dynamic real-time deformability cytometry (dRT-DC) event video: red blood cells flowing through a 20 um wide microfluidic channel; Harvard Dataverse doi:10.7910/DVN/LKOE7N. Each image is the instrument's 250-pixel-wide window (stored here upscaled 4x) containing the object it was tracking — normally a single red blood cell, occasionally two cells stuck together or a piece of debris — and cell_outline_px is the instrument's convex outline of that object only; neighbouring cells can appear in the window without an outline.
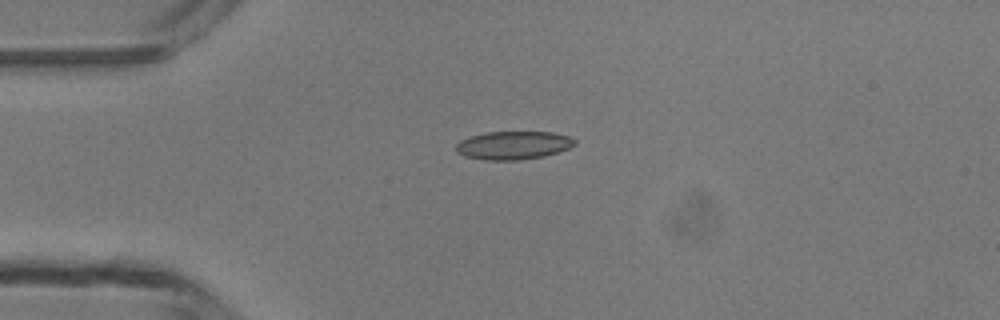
{"species": "common noctule bat (a hibernating species)", "species_latin": "Nyctalus noctula", "temperature_condition": "room temperature", "stored_images_in_passage": 5, "camera_frame_rate_fps": 3000, "um_per_image_px": 0.085, "animal": {"sex": "male", "body_mass_g": 13.3}, "frame": {"image": 1, "passage_image": 3, "time_ms": 2.333, "image_size_px": [1000, 320], "cell_outline_px": [[576, 144], [568, 148], [544, 156], [520, 160], [484, 160], [464, 156], [456, 152], [456, 144], [460, 140], [472, 136], [488, 132], [552, 132], [568, 136], [576, 140]], "centroid_in_image_um": [43.61, 12.35], "position_along_channel_um": 41.4, "area_um2": 19.48}}
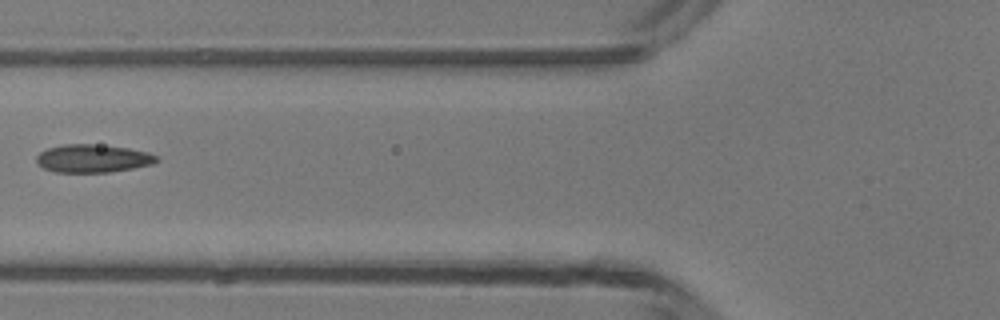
{"frame": {"image": 2, "passage_image": 5, "time_ms": 4.667, "image_size_px": [1000, 320], "cell_outline_px": [[160, 160], [152, 164], [132, 168], [108, 172], [56, 172], [44, 168], [36, 160], [36, 156], [40, 152], [48, 148], [64, 144], [92, 144], [128, 148], [148, 152], [156, 156]], "centroid_in_image_um": [7.89, 13.46], "position_along_channel_um": 117.9, "area_um2": 19.42}}